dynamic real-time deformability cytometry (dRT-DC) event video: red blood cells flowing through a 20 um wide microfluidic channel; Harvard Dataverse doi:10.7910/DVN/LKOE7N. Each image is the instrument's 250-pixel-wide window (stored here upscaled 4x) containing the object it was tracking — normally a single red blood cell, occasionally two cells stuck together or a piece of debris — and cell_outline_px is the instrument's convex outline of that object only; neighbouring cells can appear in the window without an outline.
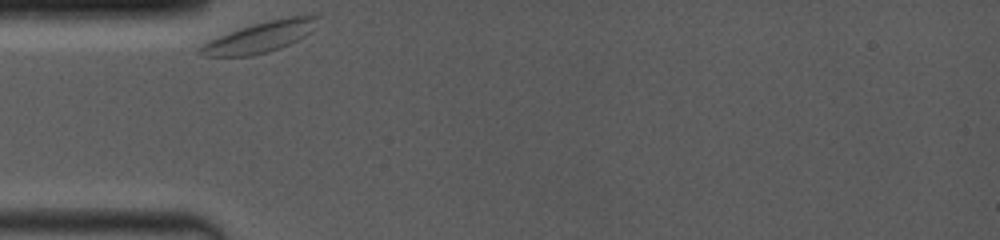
{"species": "common noctule bat (a hibernating species)", "species_latin": "Nyctalus noctula", "temperature_condition": "room temperature", "stored_images_in_passage": 27, "camera_frame_rate_fps": 4000, "um_per_image_px": 0.085, "animal": {"sex": "female", "body_mass_g": 19.0, "forearm_length_mm": 53.3}, "frame": {"image": 1, "passage_image": 1, "time_ms": 0.0, "image_size_px": [1000, 240], "cell_outline_px": [[320, 16], [312, 32], [280, 48], [268, 52], [252, 56], [204, 56], [196, 52], [196, 48], [220, 36], [240, 28], [252, 24], [268, 20], [288, 16]], "centroid_in_image_um": [22.09, 3.16], "position_along_channel_um": 62.9, "area_um2": 20.75}}
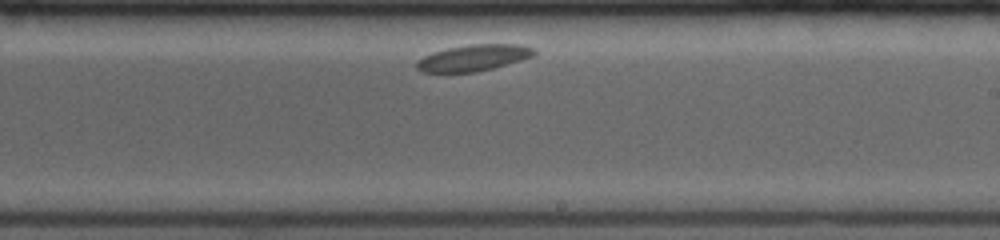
{"frame": {"image": 2, "passage_image": 16, "time_ms": 5.5, "image_size_px": [1000, 240], "cell_outline_px": [[536, 56], [492, 68], [476, 72], [424, 72], [416, 68], [416, 64], [424, 56], [432, 52], [448, 48], [468, 44], [520, 44], [532, 48], [536, 52]], "centroid_in_image_um": [40.28, 4.91], "position_along_channel_um": 248.7, "area_um2": 17.92}}
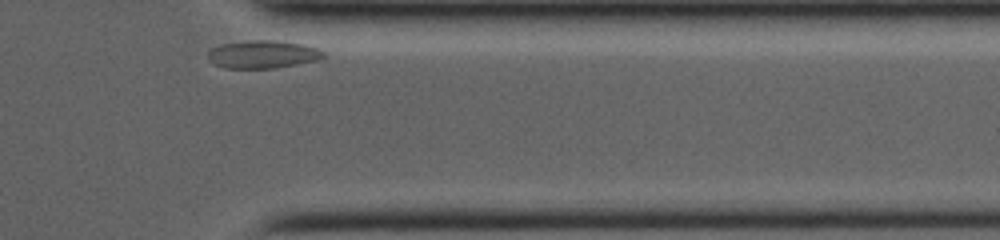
{"frame": {"image": 3, "passage_image": 27, "time_ms": 9.5, "image_size_px": [1000, 240], "cell_outline_px": [[324, 56], [320, 60], [276, 68], [224, 68], [216, 64], [208, 56], [208, 52], [212, 48], [220, 44], [252, 40], [276, 40], [304, 44], [320, 48], [324, 52]], "centroid_in_image_um": [22.4, 4.61], "position_along_channel_um": 389.0, "area_um2": 18.84}}